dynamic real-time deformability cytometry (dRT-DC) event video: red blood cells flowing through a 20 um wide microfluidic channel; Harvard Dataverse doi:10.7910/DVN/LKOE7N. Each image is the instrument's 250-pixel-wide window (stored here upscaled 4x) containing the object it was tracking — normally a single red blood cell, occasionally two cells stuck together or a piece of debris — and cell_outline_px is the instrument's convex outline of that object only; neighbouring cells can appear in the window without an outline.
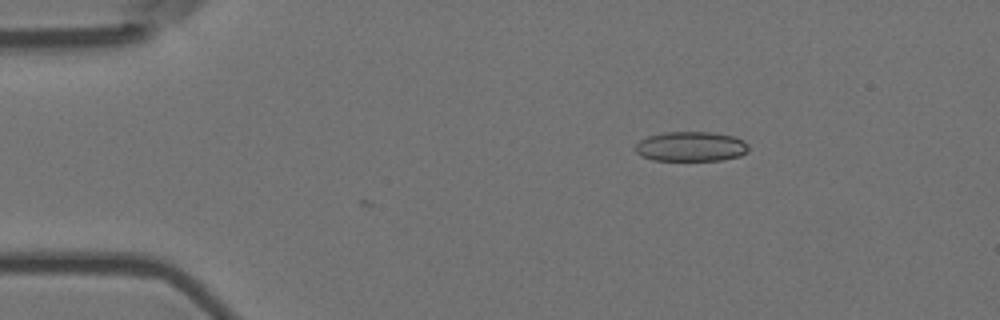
{"species": "Egyptian fruit bat (a non-hibernating species)", "species_latin": "Rousettus aegyptiacus", "temperature_condition": "room temperature", "stored_images_in_passage": 7, "camera_frame_rate_fps": 3000, "um_per_image_px": 0.085, "animal": {"sex": "female"}, "frame": {"image": 1, "passage_image": 7, "time_ms": 2.0, "image_size_px": [1000, 320], "cell_outline_px": [[748, 152], [740, 156], [720, 160], [652, 160], [640, 156], [632, 148], [640, 140], [648, 136], [664, 132], [716, 132], [736, 136], [744, 140], [748, 144]], "centroid_in_image_um": [58.73, 12.44], "position_along_channel_um": 26.3, "area_um2": 20.0}}